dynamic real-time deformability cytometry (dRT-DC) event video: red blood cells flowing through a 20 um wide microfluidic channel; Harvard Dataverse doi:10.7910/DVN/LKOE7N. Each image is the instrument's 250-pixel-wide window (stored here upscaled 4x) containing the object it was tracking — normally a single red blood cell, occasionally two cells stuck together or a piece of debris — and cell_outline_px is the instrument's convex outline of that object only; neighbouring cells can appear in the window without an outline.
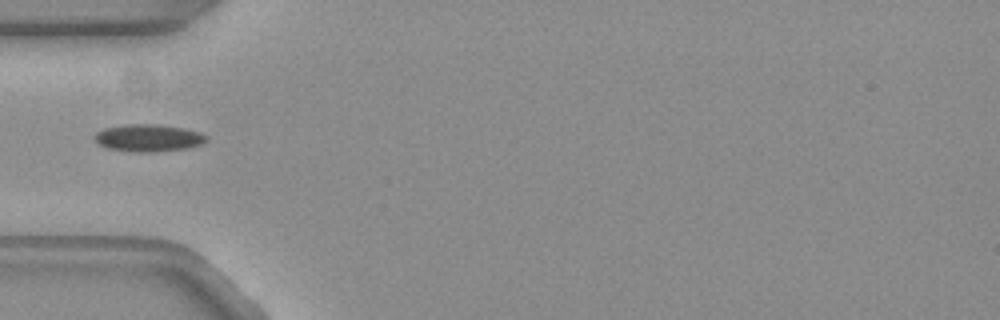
{"species": "common noctule bat (a hibernating species)", "species_latin": "Nyctalus noctula", "temperature_condition": "warm", "stored_images_in_passage": 16, "camera_frame_rate_fps": 3000, "um_per_image_px": 0.085, "animal": {"sex": "female", "body_mass_g": 19.3, "forearm_length_mm": 54.1}, "frame": {"image": 1, "passage_image": 1, "time_ms": 0.0, "image_size_px": [1000, 320], "cell_outline_px": [[208, 140], [200, 144], [188, 148], [152, 152], [136, 152], [108, 148], [100, 144], [92, 136], [96, 132], [104, 128], [128, 124], [152, 124], [184, 128], [200, 132], [208, 136]], "centroid_in_image_um": [12.62, 11.72], "position_along_channel_um": 72.4, "area_um2": 17.69}}
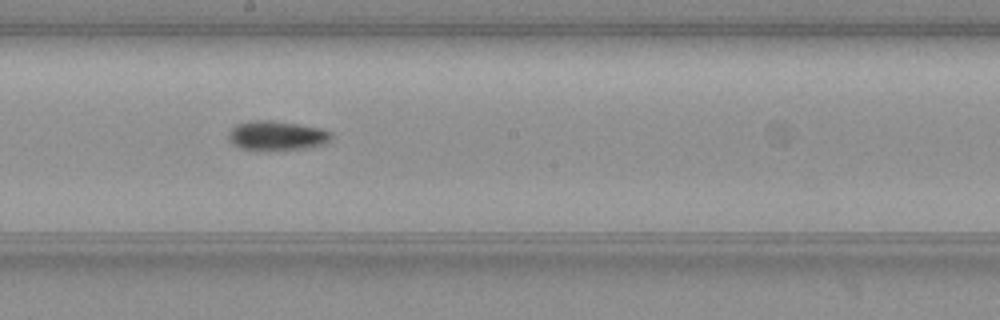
{"frame": {"image": 2, "passage_image": 13, "time_ms": 4.0, "image_size_px": [1000, 320], "cell_outline_px": [[332, 136], [324, 144], [308, 148], [268, 152], [256, 152], [240, 148], [232, 144], [228, 140], [228, 132], [236, 124], [248, 120], [272, 120], [320, 128], [332, 132]], "centroid_in_image_um": [23.46, 11.56], "position_along_channel_um": 224.7, "area_um2": 18.32}}